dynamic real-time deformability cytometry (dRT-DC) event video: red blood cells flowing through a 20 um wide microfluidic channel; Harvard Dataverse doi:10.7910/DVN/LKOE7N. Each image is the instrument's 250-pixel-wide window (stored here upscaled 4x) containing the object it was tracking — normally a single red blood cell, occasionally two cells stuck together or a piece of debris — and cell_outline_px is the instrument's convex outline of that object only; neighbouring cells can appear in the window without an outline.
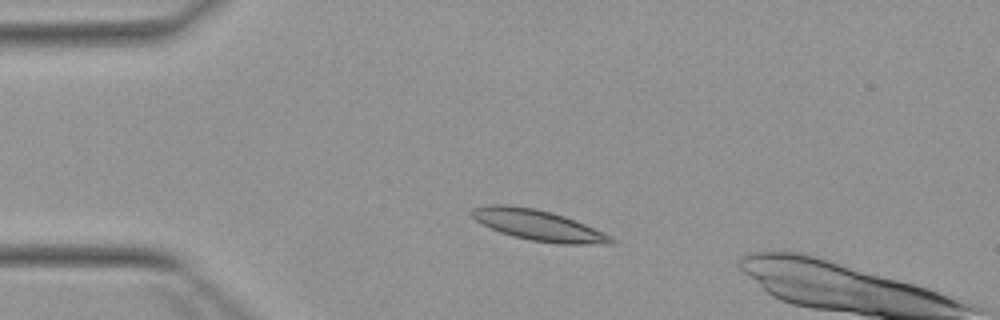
{"species": "Egyptian fruit bat (a non-hibernating species)", "species_latin": "Rousettus aegyptiacus", "temperature_condition": "warm", "stored_images_in_passage": 3, "camera_frame_rate_fps": 3000, "um_per_image_px": 0.085, "animal": {"sex": "female"}, "frame": {"image": 1, "passage_image": 2, "time_ms": 1.667, "image_size_px": [1000, 320], "cell_outline_px": [[616, 244], [560, 244], [532, 240], [512, 236], [500, 232], [476, 220], [468, 212], [472, 208], [488, 204], [508, 204], [536, 208], [552, 212], [564, 216], [604, 232], [612, 236], [616, 240]], "centroid_in_image_um": [45.77, 19.13], "position_along_channel_um": 39.2, "area_um2": 25.03}}